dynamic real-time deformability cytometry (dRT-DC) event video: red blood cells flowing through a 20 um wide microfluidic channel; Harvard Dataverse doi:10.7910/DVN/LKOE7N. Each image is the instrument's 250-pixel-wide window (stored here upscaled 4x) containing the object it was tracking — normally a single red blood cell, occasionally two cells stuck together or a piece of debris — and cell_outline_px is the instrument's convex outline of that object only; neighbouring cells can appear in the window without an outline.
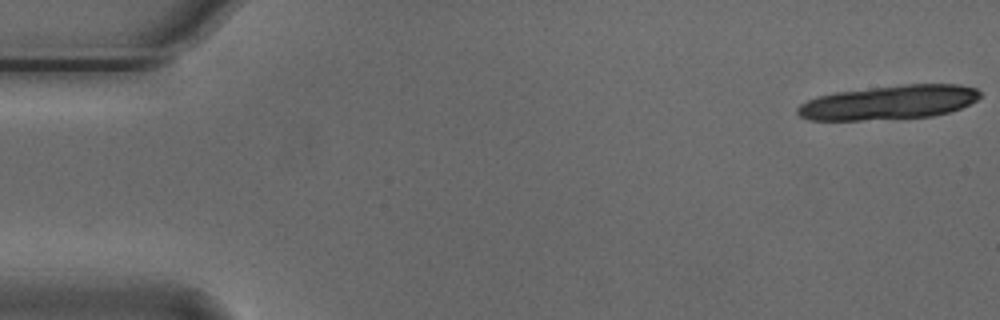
{"species": "Egyptian fruit bat (a non-hibernating species)", "species_latin": "Rousettus aegyptiacus", "temperature_condition": "cold", "stored_images_in_passage": 20, "camera_frame_rate_fps": 3000, "um_per_image_px": 0.085, "animal": {"sex": "male"}, "frame": {"image": 1, "passage_image": 1, "time_ms": 0.0, "image_size_px": [1000, 320], "cell_outline_px": [[980, 96], [976, 100], [960, 108], [948, 112], [932, 116], [860, 120], [808, 120], [800, 116], [796, 112], [796, 108], [800, 104], [816, 96], [836, 92], [904, 84], [960, 84], [976, 88], [980, 92]], "centroid_in_image_um": [75.54, 8.7], "position_along_channel_um": 9.5, "area_um2": 36.18}}
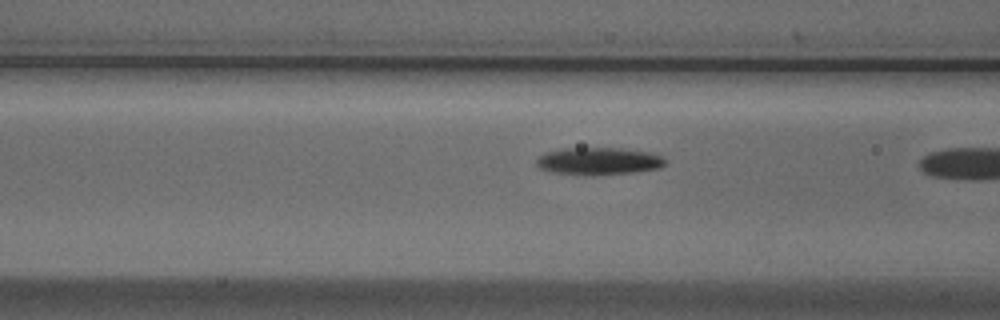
{"frame": {"image": 2, "passage_image": 19, "time_ms": 6.0, "image_size_px": [1000, 320], "cell_outline_px": [[668, 160], [660, 168], [636, 172], [596, 176], [592, 176], [552, 172], [540, 168], [536, 164], [536, 160], [544, 152], [564, 148], [620, 148], [648, 152], [660, 156]], "centroid_in_image_um": [50.88, 13.71], "position_along_channel_um": 115.7, "area_um2": 20.75}}